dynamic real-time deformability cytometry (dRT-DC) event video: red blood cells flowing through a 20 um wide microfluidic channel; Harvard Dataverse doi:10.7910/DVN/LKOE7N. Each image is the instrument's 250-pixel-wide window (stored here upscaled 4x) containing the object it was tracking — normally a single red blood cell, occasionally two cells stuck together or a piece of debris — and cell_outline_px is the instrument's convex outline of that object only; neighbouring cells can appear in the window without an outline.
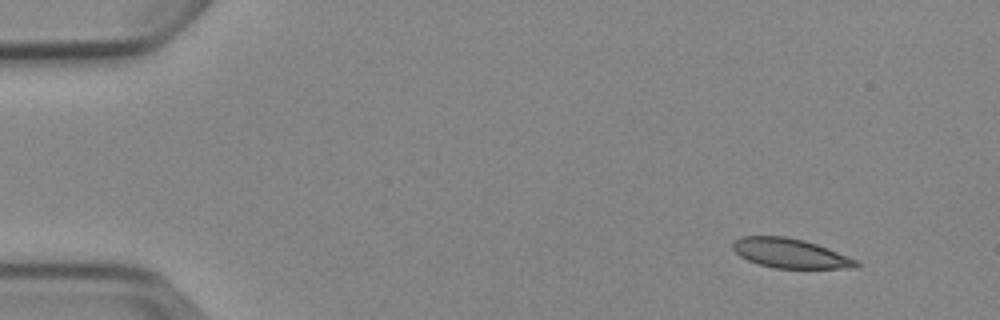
{"species": "Egyptian fruit bat (a non-hibernating species)", "species_latin": "Rousettus aegyptiacus", "temperature_condition": "cold", "stored_images_in_passage": 4, "camera_frame_rate_fps": 3000, "um_per_image_px": 0.085, "animal": {"sex": "female"}, "frame": {"image": 1, "passage_image": 1, "time_ms": 0.0, "image_size_px": [1000, 320], "cell_outline_px": [[860, 264], [856, 268], [776, 268], [760, 264], [748, 260], [740, 256], [732, 248], [732, 244], [740, 236], [784, 236], [804, 240], [816, 244], [856, 260]], "centroid_in_image_um": [67.13, 21.52], "position_along_channel_um": 17.9, "area_um2": 20.87}}
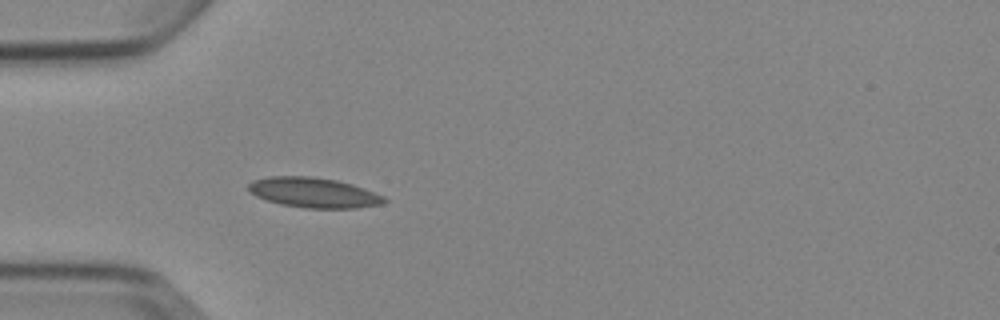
{"frame": {"image": 2, "passage_image": 4, "time_ms": 3.667, "image_size_px": [1000, 320], "cell_outline_px": [[388, 200], [384, 204], [356, 208], [304, 208], [280, 204], [256, 196], [248, 188], [248, 184], [252, 180], [268, 176], [312, 176], [336, 180], [352, 184], [364, 188], [384, 196]], "centroid_in_image_um": [26.69, 16.37], "position_along_channel_um": 58.3, "area_um2": 23.87}}